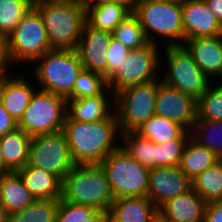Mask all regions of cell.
<instances>
[{
	"label": "cell",
	"instance_id": "6da1fadb",
	"mask_svg": "<svg viewBox=\"0 0 222 222\" xmlns=\"http://www.w3.org/2000/svg\"><path fill=\"white\" fill-rule=\"evenodd\" d=\"M62 131L76 165L100 164L120 147L121 132L116 111L108 118L89 123L66 116Z\"/></svg>",
	"mask_w": 222,
	"mask_h": 222
},
{
	"label": "cell",
	"instance_id": "7a4b0ae2",
	"mask_svg": "<svg viewBox=\"0 0 222 222\" xmlns=\"http://www.w3.org/2000/svg\"><path fill=\"white\" fill-rule=\"evenodd\" d=\"M133 13L138 17L149 42L159 45L161 37L165 38V46L184 44L181 0H136Z\"/></svg>",
	"mask_w": 222,
	"mask_h": 222
},
{
	"label": "cell",
	"instance_id": "3957f363",
	"mask_svg": "<svg viewBox=\"0 0 222 222\" xmlns=\"http://www.w3.org/2000/svg\"><path fill=\"white\" fill-rule=\"evenodd\" d=\"M62 199L108 214L115 197L99 164L76 165L62 180Z\"/></svg>",
	"mask_w": 222,
	"mask_h": 222
},
{
	"label": "cell",
	"instance_id": "277c9868",
	"mask_svg": "<svg viewBox=\"0 0 222 222\" xmlns=\"http://www.w3.org/2000/svg\"><path fill=\"white\" fill-rule=\"evenodd\" d=\"M40 12L52 49L76 50L86 24V9L79 1L34 4Z\"/></svg>",
	"mask_w": 222,
	"mask_h": 222
},
{
	"label": "cell",
	"instance_id": "5b68a950",
	"mask_svg": "<svg viewBox=\"0 0 222 222\" xmlns=\"http://www.w3.org/2000/svg\"><path fill=\"white\" fill-rule=\"evenodd\" d=\"M30 70L41 87L67 99L83 69L77 50L52 49L39 57Z\"/></svg>",
	"mask_w": 222,
	"mask_h": 222
},
{
	"label": "cell",
	"instance_id": "8992f818",
	"mask_svg": "<svg viewBox=\"0 0 222 222\" xmlns=\"http://www.w3.org/2000/svg\"><path fill=\"white\" fill-rule=\"evenodd\" d=\"M7 55L10 65L35 63L52 50L40 12L33 6L18 26L6 38Z\"/></svg>",
	"mask_w": 222,
	"mask_h": 222
},
{
	"label": "cell",
	"instance_id": "52a82bcc",
	"mask_svg": "<svg viewBox=\"0 0 222 222\" xmlns=\"http://www.w3.org/2000/svg\"><path fill=\"white\" fill-rule=\"evenodd\" d=\"M115 199L147 197L150 169L134 160L120 146L100 164Z\"/></svg>",
	"mask_w": 222,
	"mask_h": 222
},
{
	"label": "cell",
	"instance_id": "ba28073f",
	"mask_svg": "<svg viewBox=\"0 0 222 222\" xmlns=\"http://www.w3.org/2000/svg\"><path fill=\"white\" fill-rule=\"evenodd\" d=\"M38 90L17 122L18 128L30 137L62 130L67 116V99L49 91Z\"/></svg>",
	"mask_w": 222,
	"mask_h": 222
},
{
	"label": "cell",
	"instance_id": "9c48e42d",
	"mask_svg": "<svg viewBox=\"0 0 222 222\" xmlns=\"http://www.w3.org/2000/svg\"><path fill=\"white\" fill-rule=\"evenodd\" d=\"M164 48L168 65L161 81L198 101L210 85V79L201 71L184 45Z\"/></svg>",
	"mask_w": 222,
	"mask_h": 222
},
{
	"label": "cell",
	"instance_id": "30bf717a",
	"mask_svg": "<svg viewBox=\"0 0 222 222\" xmlns=\"http://www.w3.org/2000/svg\"><path fill=\"white\" fill-rule=\"evenodd\" d=\"M160 79L127 87L115 95V111L121 133L136 131L155 115Z\"/></svg>",
	"mask_w": 222,
	"mask_h": 222
},
{
	"label": "cell",
	"instance_id": "8fae6325",
	"mask_svg": "<svg viewBox=\"0 0 222 222\" xmlns=\"http://www.w3.org/2000/svg\"><path fill=\"white\" fill-rule=\"evenodd\" d=\"M160 45H147L130 50L121 68L107 81L108 88L116 95L121 90L159 79L161 66ZM159 51V52H158ZM158 76V77H157Z\"/></svg>",
	"mask_w": 222,
	"mask_h": 222
},
{
	"label": "cell",
	"instance_id": "7c38bea8",
	"mask_svg": "<svg viewBox=\"0 0 222 222\" xmlns=\"http://www.w3.org/2000/svg\"><path fill=\"white\" fill-rule=\"evenodd\" d=\"M27 164L43 169L61 181L76 166L62 130L32 137Z\"/></svg>",
	"mask_w": 222,
	"mask_h": 222
},
{
	"label": "cell",
	"instance_id": "4fadbf2b",
	"mask_svg": "<svg viewBox=\"0 0 222 222\" xmlns=\"http://www.w3.org/2000/svg\"><path fill=\"white\" fill-rule=\"evenodd\" d=\"M198 103L193 97L162 81L158 85L155 115L165 117L191 131L198 118Z\"/></svg>",
	"mask_w": 222,
	"mask_h": 222
},
{
	"label": "cell",
	"instance_id": "5bb4252c",
	"mask_svg": "<svg viewBox=\"0 0 222 222\" xmlns=\"http://www.w3.org/2000/svg\"><path fill=\"white\" fill-rule=\"evenodd\" d=\"M192 189L191 180L179 166L154 167L150 169L147 198L159 208L167 200Z\"/></svg>",
	"mask_w": 222,
	"mask_h": 222
},
{
	"label": "cell",
	"instance_id": "9a60e30c",
	"mask_svg": "<svg viewBox=\"0 0 222 222\" xmlns=\"http://www.w3.org/2000/svg\"><path fill=\"white\" fill-rule=\"evenodd\" d=\"M112 33L92 28L87 23L77 47V53L83 69L99 73L107 80L106 50L112 39Z\"/></svg>",
	"mask_w": 222,
	"mask_h": 222
},
{
	"label": "cell",
	"instance_id": "2e32d148",
	"mask_svg": "<svg viewBox=\"0 0 222 222\" xmlns=\"http://www.w3.org/2000/svg\"><path fill=\"white\" fill-rule=\"evenodd\" d=\"M184 42L197 37L222 35V25L204 0H182Z\"/></svg>",
	"mask_w": 222,
	"mask_h": 222
},
{
	"label": "cell",
	"instance_id": "e0dca14e",
	"mask_svg": "<svg viewBox=\"0 0 222 222\" xmlns=\"http://www.w3.org/2000/svg\"><path fill=\"white\" fill-rule=\"evenodd\" d=\"M183 45L211 82L222 81V35L189 39Z\"/></svg>",
	"mask_w": 222,
	"mask_h": 222
},
{
	"label": "cell",
	"instance_id": "ac0fdd59",
	"mask_svg": "<svg viewBox=\"0 0 222 222\" xmlns=\"http://www.w3.org/2000/svg\"><path fill=\"white\" fill-rule=\"evenodd\" d=\"M207 202L193 189L158 208L159 222H203Z\"/></svg>",
	"mask_w": 222,
	"mask_h": 222
},
{
	"label": "cell",
	"instance_id": "d6986e66",
	"mask_svg": "<svg viewBox=\"0 0 222 222\" xmlns=\"http://www.w3.org/2000/svg\"><path fill=\"white\" fill-rule=\"evenodd\" d=\"M21 75V76H20ZM8 74L0 79V101L4 109L18 122L36 89L24 75Z\"/></svg>",
	"mask_w": 222,
	"mask_h": 222
},
{
	"label": "cell",
	"instance_id": "ffe728a7",
	"mask_svg": "<svg viewBox=\"0 0 222 222\" xmlns=\"http://www.w3.org/2000/svg\"><path fill=\"white\" fill-rule=\"evenodd\" d=\"M110 94L113 97L111 100L109 99ZM115 107V95L107 88L102 94L95 97L67 99V116L71 120L79 122H95L110 117L115 112Z\"/></svg>",
	"mask_w": 222,
	"mask_h": 222
},
{
	"label": "cell",
	"instance_id": "44dd1931",
	"mask_svg": "<svg viewBox=\"0 0 222 222\" xmlns=\"http://www.w3.org/2000/svg\"><path fill=\"white\" fill-rule=\"evenodd\" d=\"M106 222H159L158 208L147 197L117 198Z\"/></svg>",
	"mask_w": 222,
	"mask_h": 222
},
{
	"label": "cell",
	"instance_id": "7402d4cb",
	"mask_svg": "<svg viewBox=\"0 0 222 222\" xmlns=\"http://www.w3.org/2000/svg\"><path fill=\"white\" fill-rule=\"evenodd\" d=\"M35 200H60L62 181L55 175L26 164L16 171Z\"/></svg>",
	"mask_w": 222,
	"mask_h": 222
},
{
	"label": "cell",
	"instance_id": "603a6c76",
	"mask_svg": "<svg viewBox=\"0 0 222 222\" xmlns=\"http://www.w3.org/2000/svg\"><path fill=\"white\" fill-rule=\"evenodd\" d=\"M133 6L127 2H106L86 10V23L92 28L113 32L131 13Z\"/></svg>",
	"mask_w": 222,
	"mask_h": 222
},
{
	"label": "cell",
	"instance_id": "cb8c5ba5",
	"mask_svg": "<svg viewBox=\"0 0 222 222\" xmlns=\"http://www.w3.org/2000/svg\"><path fill=\"white\" fill-rule=\"evenodd\" d=\"M35 198L17 172L3 174L0 186V204L8 215L19 212L32 204Z\"/></svg>",
	"mask_w": 222,
	"mask_h": 222
},
{
	"label": "cell",
	"instance_id": "d4e9b609",
	"mask_svg": "<svg viewBox=\"0 0 222 222\" xmlns=\"http://www.w3.org/2000/svg\"><path fill=\"white\" fill-rule=\"evenodd\" d=\"M31 139L32 137L20 128L0 137L5 167L10 172H16L28 163Z\"/></svg>",
	"mask_w": 222,
	"mask_h": 222
},
{
	"label": "cell",
	"instance_id": "484cf974",
	"mask_svg": "<svg viewBox=\"0 0 222 222\" xmlns=\"http://www.w3.org/2000/svg\"><path fill=\"white\" fill-rule=\"evenodd\" d=\"M219 160L213 151L200 145L190 136L183 149L179 167L190 180H193Z\"/></svg>",
	"mask_w": 222,
	"mask_h": 222
},
{
	"label": "cell",
	"instance_id": "4316f807",
	"mask_svg": "<svg viewBox=\"0 0 222 222\" xmlns=\"http://www.w3.org/2000/svg\"><path fill=\"white\" fill-rule=\"evenodd\" d=\"M135 132L141 137L158 144H163L176 138H190L191 136V132L180 124L157 115L144 122Z\"/></svg>",
	"mask_w": 222,
	"mask_h": 222
},
{
	"label": "cell",
	"instance_id": "83f0119b",
	"mask_svg": "<svg viewBox=\"0 0 222 222\" xmlns=\"http://www.w3.org/2000/svg\"><path fill=\"white\" fill-rule=\"evenodd\" d=\"M120 134L123 139L120 146L126 153L149 169L156 167V143L141 137L135 131Z\"/></svg>",
	"mask_w": 222,
	"mask_h": 222
},
{
	"label": "cell",
	"instance_id": "f1b7e54d",
	"mask_svg": "<svg viewBox=\"0 0 222 222\" xmlns=\"http://www.w3.org/2000/svg\"><path fill=\"white\" fill-rule=\"evenodd\" d=\"M192 182V189L206 202L222 199V160L207 168L196 176Z\"/></svg>",
	"mask_w": 222,
	"mask_h": 222
},
{
	"label": "cell",
	"instance_id": "f546056e",
	"mask_svg": "<svg viewBox=\"0 0 222 222\" xmlns=\"http://www.w3.org/2000/svg\"><path fill=\"white\" fill-rule=\"evenodd\" d=\"M59 200H35L25 209L8 215L7 222H55Z\"/></svg>",
	"mask_w": 222,
	"mask_h": 222
},
{
	"label": "cell",
	"instance_id": "4dcf8cb0",
	"mask_svg": "<svg viewBox=\"0 0 222 222\" xmlns=\"http://www.w3.org/2000/svg\"><path fill=\"white\" fill-rule=\"evenodd\" d=\"M190 132L197 143L213 151L219 159L222 158V120L197 119Z\"/></svg>",
	"mask_w": 222,
	"mask_h": 222
},
{
	"label": "cell",
	"instance_id": "1f68e13d",
	"mask_svg": "<svg viewBox=\"0 0 222 222\" xmlns=\"http://www.w3.org/2000/svg\"><path fill=\"white\" fill-rule=\"evenodd\" d=\"M33 6L32 0H0V35L7 38Z\"/></svg>",
	"mask_w": 222,
	"mask_h": 222
},
{
	"label": "cell",
	"instance_id": "d6a6232c",
	"mask_svg": "<svg viewBox=\"0 0 222 222\" xmlns=\"http://www.w3.org/2000/svg\"><path fill=\"white\" fill-rule=\"evenodd\" d=\"M55 222H106V215L92 206L59 200Z\"/></svg>",
	"mask_w": 222,
	"mask_h": 222
},
{
	"label": "cell",
	"instance_id": "836d02e7",
	"mask_svg": "<svg viewBox=\"0 0 222 222\" xmlns=\"http://www.w3.org/2000/svg\"><path fill=\"white\" fill-rule=\"evenodd\" d=\"M129 50L141 48L149 43L138 17L132 12L112 32Z\"/></svg>",
	"mask_w": 222,
	"mask_h": 222
},
{
	"label": "cell",
	"instance_id": "e575fe53",
	"mask_svg": "<svg viewBox=\"0 0 222 222\" xmlns=\"http://www.w3.org/2000/svg\"><path fill=\"white\" fill-rule=\"evenodd\" d=\"M107 88L108 83L103 75L82 69L75 81L73 91L67 99L95 97L102 94Z\"/></svg>",
	"mask_w": 222,
	"mask_h": 222
},
{
	"label": "cell",
	"instance_id": "d590c367",
	"mask_svg": "<svg viewBox=\"0 0 222 222\" xmlns=\"http://www.w3.org/2000/svg\"><path fill=\"white\" fill-rule=\"evenodd\" d=\"M222 82L217 85L210 83L207 90L197 101L198 118L201 120L221 121L222 120ZM214 84V86H213Z\"/></svg>",
	"mask_w": 222,
	"mask_h": 222
},
{
	"label": "cell",
	"instance_id": "8d00e7d4",
	"mask_svg": "<svg viewBox=\"0 0 222 222\" xmlns=\"http://www.w3.org/2000/svg\"><path fill=\"white\" fill-rule=\"evenodd\" d=\"M188 140L189 138H176L163 144L156 143V167L179 166Z\"/></svg>",
	"mask_w": 222,
	"mask_h": 222
},
{
	"label": "cell",
	"instance_id": "74e56055",
	"mask_svg": "<svg viewBox=\"0 0 222 222\" xmlns=\"http://www.w3.org/2000/svg\"><path fill=\"white\" fill-rule=\"evenodd\" d=\"M129 49L112 36L107 53V81L121 68Z\"/></svg>",
	"mask_w": 222,
	"mask_h": 222
},
{
	"label": "cell",
	"instance_id": "f35d334b",
	"mask_svg": "<svg viewBox=\"0 0 222 222\" xmlns=\"http://www.w3.org/2000/svg\"><path fill=\"white\" fill-rule=\"evenodd\" d=\"M203 222H222V199L207 202Z\"/></svg>",
	"mask_w": 222,
	"mask_h": 222
},
{
	"label": "cell",
	"instance_id": "ab89813d",
	"mask_svg": "<svg viewBox=\"0 0 222 222\" xmlns=\"http://www.w3.org/2000/svg\"><path fill=\"white\" fill-rule=\"evenodd\" d=\"M16 128H18L17 122L4 109L3 104L0 101V137L14 131Z\"/></svg>",
	"mask_w": 222,
	"mask_h": 222
},
{
	"label": "cell",
	"instance_id": "60d3db41",
	"mask_svg": "<svg viewBox=\"0 0 222 222\" xmlns=\"http://www.w3.org/2000/svg\"><path fill=\"white\" fill-rule=\"evenodd\" d=\"M7 55L6 37L0 35V79L12 72Z\"/></svg>",
	"mask_w": 222,
	"mask_h": 222
},
{
	"label": "cell",
	"instance_id": "b9f144b4",
	"mask_svg": "<svg viewBox=\"0 0 222 222\" xmlns=\"http://www.w3.org/2000/svg\"><path fill=\"white\" fill-rule=\"evenodd\" d=\"M204 2L222 25V0H204Z\"/></svg>",
	"mask_w": 222,
	"mask_h": 222
},
{
	"label": "cell",
	"instance_id": "7bdbcfd3",
	"mask_svg": "<svg viewBox=\"0 0 222 222\" xmlns=\"http://www.w3.org/2000/svg\"><path fill=\"white\" fill-rule=\"evenodd\" d=\"M136 0H79L81 5L87 10L89 7H93L95 5L106 3V2H127L132 6Z\"/></svg>",
	"mask_w": 222,
	"mask_h": 222
},
{
	"label": "cell",
	"instance_id": "ee69618b",
	"mask_svg": "<svg viewBox=\"0 0 222 222\" xmlns=\"http://www.w3.org/2000/svg\"><path fill=\"white\" fill-rule=\"evenodd\" d=\"M10 171L5 167V162L2 154V150L0 147V174H7Z\"/></svg>",
	"mask_w": 222,
	"mask_h": 222
},
{
	"label": "cell",
	"instance_id": "f6af8a7d",
	"mask_svg": "<svg viewBox=\"0 0 222 222\" xmlns=\"http://www.w3.org/2000/svg\"><path fill=\"white\" fill-rule=\"evenodd\" d=\"M8 214L5 208L0 204V222H7Z\"/></svg>",
	"mask_w": 222,
	"mask_h": 222
},
{
	"label": "cell",
	"instance_id": "bcb514c9",
	"mask_svg": "<svg viewBox=\"0 0 222 222\" xmlns=\"http://www.w3.org/2000/svg\"><path fill=\"white\" fill-rule=\"evenodd\" d=\"M33 4L42 3V2H74L79 0H32Z\"/></svg>",
	"mask_w": 222,
	"mask_h": 222
},
{
	"label": "cell",
	"instance_id": "7dc6e473",
	"mask_svg": "<svg viewBox=\"0 0 222 222\" xmlns=\"http://www.w3.org/2000/svg\"><path fill=\"white\" fill-rule=\"evenodd\" d=\"M3 177V174H0V186H1V179Z\"/></svg>",
	"mask_w": 222,
	"mask_h": 222
}]
</instances>
